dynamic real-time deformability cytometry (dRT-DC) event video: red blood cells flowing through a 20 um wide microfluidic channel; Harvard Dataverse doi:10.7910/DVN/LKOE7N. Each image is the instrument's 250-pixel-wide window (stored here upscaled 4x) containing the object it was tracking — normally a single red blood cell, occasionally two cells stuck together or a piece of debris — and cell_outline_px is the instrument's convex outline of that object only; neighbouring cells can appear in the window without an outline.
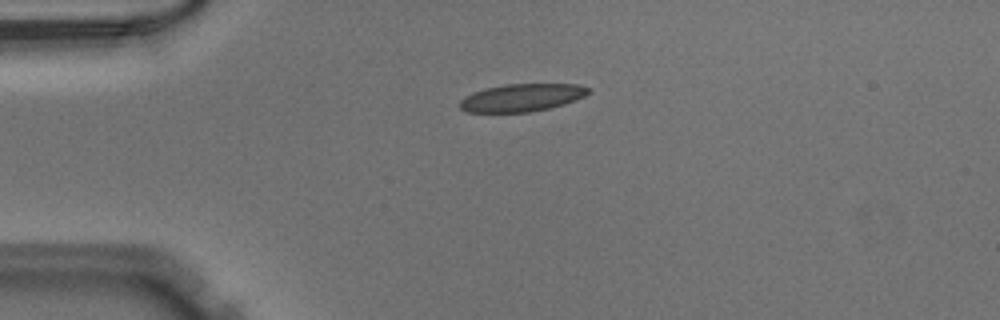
{"species": "Egyptian fruit bat (a non-hibernating species)", "species_latin": "Rousettus aegyptiacus", "temperature_condition": "warm", "stored_images_in_passage": 39, "camera_frame_rate_fps": 3000, "um_per_image_px": 0.085, "animal": {"sex": "male"}, "frame": {"image": 1, "passage_image": 1, "time_ms": 0.0, "image_size_px": [1000, 320], "cell_outline_px": [[592, 92], [584, 96], [564, 104], [532, 112], [468, 112], [460, 108], [460, 100], [464, 96], [472, 92], [504, 84], [576, 84], [592, 88]], "centroid_in_image_um": [44.37, 8.29], "position_along_channel_um": 40.6, "area_um2": 20.75}}
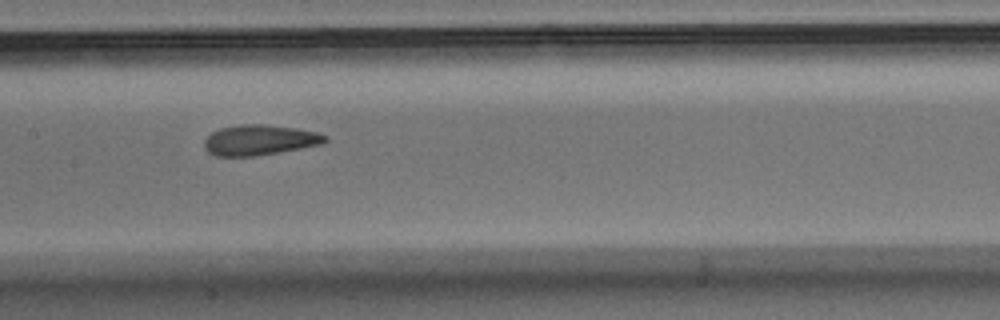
{"frame": {"image": 2, "passage_image": 14, "time_ms": 4.333, "image_size_px": [1000, 320], "cell_outline_px": [[328, 140], [320, 144], [280, 152], [256, 156], [216, 156], [208, 152], [204, 148], [204, 140], [212, 132], [220, 128], [240, 124], [260, 124], [296, 128], [316, 132], [328, 136]], "centroid_in_image_um": [22.04, 11.9], "position_along_channel_um": 185.4, "area_um2": 21.33}}
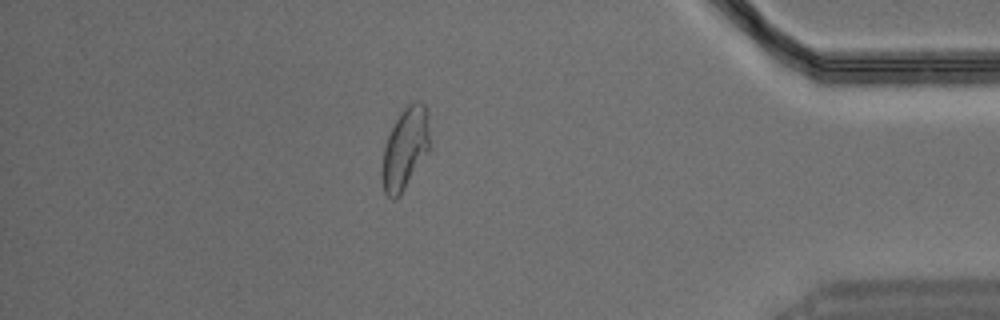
{"frame": {"image": 3, "passage_image": 33, "time_ms": 10.667, "image_size_px": [1000, 320], "cell_outline_px": [[432, 148], [404, 188], [392, 200], [384, 192], [380, 176], [380, 172], [384, 148], [388, 136], [400, 112], [412, 100], [420, 100], [424, 104], [428, 112], [432, 144]], "centroid_in_image_um": [34.48, 12.57], "position_along_channel_um": 400.7, "area_um2": 23.24}}